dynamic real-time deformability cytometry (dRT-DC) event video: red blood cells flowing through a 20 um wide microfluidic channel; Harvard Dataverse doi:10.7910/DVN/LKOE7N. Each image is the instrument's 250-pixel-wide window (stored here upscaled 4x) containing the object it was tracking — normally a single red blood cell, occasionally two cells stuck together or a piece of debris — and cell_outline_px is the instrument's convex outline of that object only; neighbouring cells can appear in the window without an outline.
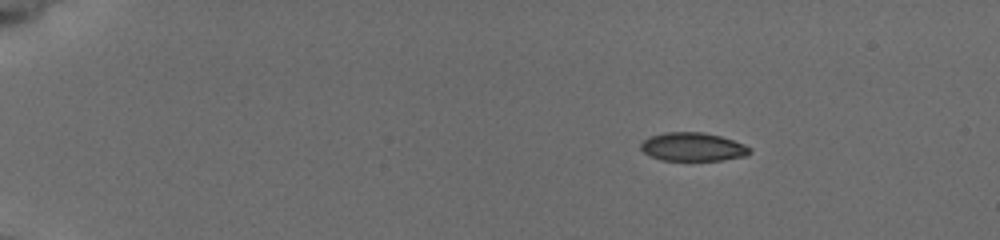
{"species": "common noctule bat (a hibernating species)", "species_latin": "Nyctalus noctula", "temperature_condition": "cold", "stored_images_in_passage": 48, "camera_frame_rate_fps": 3000, "um_per_image_px": 0.085, "animal": {"sex": "female", "body_mass_g": 19.5, "forearm_length_mm": 54.1}, "frame": {"image": 1, "passage_image": 1, "time_ms": 0.0, "image_size_px": [1000, 240], "cell_outline_px": [[752, 152], [744, 156], [724, 160], [660, 160], [644, 152], [640, 148], [640, 144], [648, 136], [664, 132], [704, 132], [720, 136], [744, 144], [752, 148]], "centroid_in_image_um": [58.89, 12.48], "position_along_channel_um": 26.1, "area_um2": 18.15}}
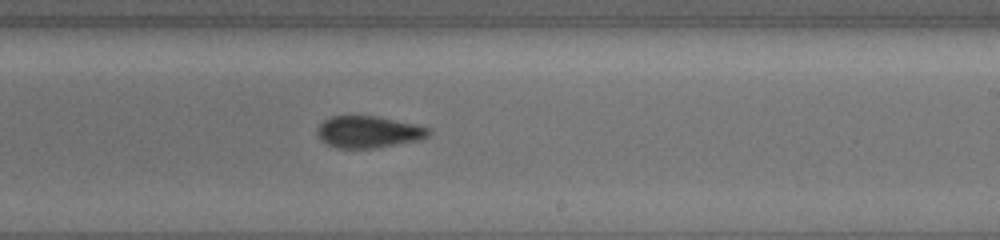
{"frame": {"image": 2, "passage_image": 28, "time_ms": 9.0, "image_size_px": [1000, 240], "cell_outline_px": [[432, 132], [428, 136], [420, 140], [376, 148], [336, 148], [320, 140], [316, 132], [316, 128], [324, 120], [332, 116], [376, 116], [412, 124], [428, 128]], "centroid_in_image_um": [31.28, 11.22], "position_along_channel_um": 257.7, "area_um2": 20.58}}
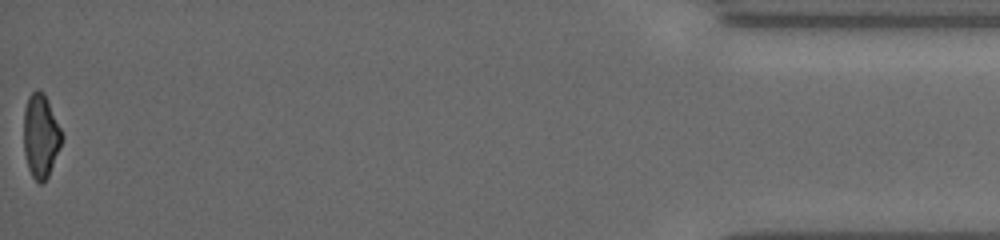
{"frame": {"image": 3, "passage_image": 48, "time_ms": 15.667, "image_size_px": [1000, 240], "cell_outline_px": [[64, 136], [60, 148], [48, 176], [40, 184], [32, 176], [28, 168], [24, 152], [24, 108], [28, 96], [36, 88], [44, 92]], "centroid_in_image_um": [3.46, 11.52], "position_along_channel_um": 431.7, "area_um2": 18.61}, "authors_computed_cell_mechanics": {"area_um2": 19.8832, "velocity_mm_per_s": 3.7859, "shape_relaxation_time_tau1_ms": 6.0483, "shape_relaxation_time_tau2_ms": 4.2439, "deformation_change_tau1": 0.1488, "deformation_change_tau2": 0.0802}}